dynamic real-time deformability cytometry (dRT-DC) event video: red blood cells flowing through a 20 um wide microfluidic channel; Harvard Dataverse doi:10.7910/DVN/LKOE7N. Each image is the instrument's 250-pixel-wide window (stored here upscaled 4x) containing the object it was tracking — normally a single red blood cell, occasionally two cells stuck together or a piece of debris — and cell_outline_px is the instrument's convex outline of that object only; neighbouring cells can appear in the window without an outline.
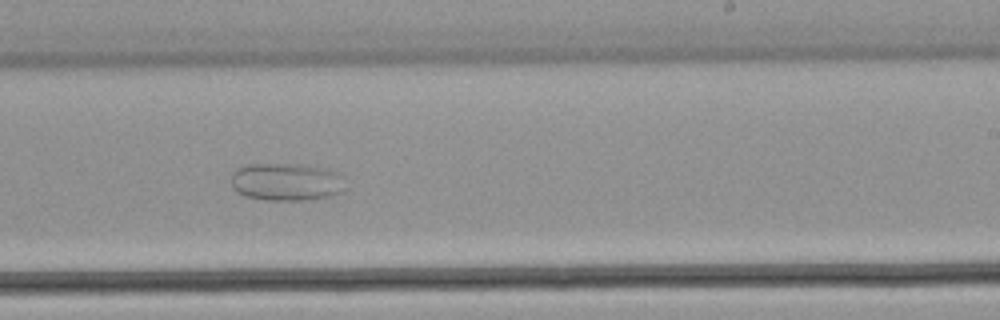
{"species": "common noctule bat (a hibernating species)", "species_latin": "Nyctalus noctula", "temperature_condition": "warm", "stored_images_in_passage": 29, "camera_frame_rate_fps": 3000, "um_per_image_px": 0.085, "animal": {"sex": "male", "body_mass_g": 21.5, "forearm_length_mm": 52.0}, "frame": {"image": 1, "passage_image": 17, "time_ms": 5.333, "image_size_px": [1000, 320], "cell_outline_px": [[348, 188], [344, 192], [328, 196], [304, 200], [264, 200], [244, 196], [232, 184], [232, 172], [236, 168], [248, 164], [316, 164], [328, 168], [344, 176]], "centroid_in_image_um": [24.44, 15.44], "position_along_channel_um": 264.6, "area_um2": 25.72}}